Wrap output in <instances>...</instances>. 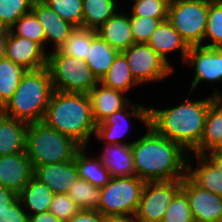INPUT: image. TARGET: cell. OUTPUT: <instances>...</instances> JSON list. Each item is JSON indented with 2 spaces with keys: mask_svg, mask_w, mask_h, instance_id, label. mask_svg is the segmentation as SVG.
<instances>
[{
  "mask_svg": "<svg viewBox=\"0 0 222 222\" xmlns=\"http://www.w3.org/2000/svg\"><path fill=\"white\" fill-rule=\"evenodd\" d=\"M188 94V97H187ZM185 100L176 105L160 104V108L149 105V125L161 136L180 144L191 153L200 143L205 127L206 116L215 96L207 95L202 98H191L196 95L188 91ZM190 97V98H189ZM152 106V107H151ZM170 106V107H169Z\"/></svg>",
  "mask_w": 222,
  "mask_h": 222,
  "instance_id": "1",
  "label": "cell"
},
{
  "mask_svg": "<svg viewBox=\"0 0 222 222\" xmlns=\"http://www.w3.org/2000/svg\"><path fill=\"white\" fill-rule=\"evenodd\" d=\"M140 132L131 144L136 176L145 182L183 179L187 175L189 153L150 125Z\"/></svg>",
  "mask_w": 222,
  "mask_h": 222,
  "instance_id": "2",
  "label": "cell"
},
{
  "mask_svg": "<svg viewBox=\"0 0 222 222\" xmlns=\"http://www.w3.org/2000/svg\"><path fill=\"white\" fill-rule=\"evenodd\" d=\"M42 122L81 146H90L97 124L92 113L89 94L66 93L54 90Z\"/></svg>",
  "mask_w": 222,
  "mask_h": 222,
  "instance_id": "3",
  "label": "cell"
},
{
  "mask_svg": "<svg viewBox=\"0 0 222 222\" xmlns=\"http://www.w3.org/2000/svg\"><path fill=\"white\" fill-rule=\"evenodd\" d=\"M53 91L47 67L27 70L12 98L5 104L3 114L28 124L42 122Z\"/></svg>",
  "mask_w": 222,
  "mask_h": 222,
  "instance_id": "4",
  "label": "cell"
},
{
  "mask_svg": "<svg viewBox=\"0 0 222 222\" xmlns=\"http://www.w3.org/2000/svg\"><path fill=\"white\" fill-rule=\"evenodd\" d=\"M81 147L73 138L59 133L43 122L28 124L26 152L33 168L74 159Z\"/></svg>",
  "mask_w": 222,
  "mask_h": 222,
  "instance_id": "5",
  "label": "cell"
},
{
  "mask_svg": "<svg viewBox=\"0 0 222 222\" xmlns=\"http://www.w3.org/2000/svg\"><path fill=\"white\" fill-rule=\"evenodd\" d=\"M47 68L53 89L60 92L89 94L99 83L83 61L62 54L58 49L48 52Z\"/></svg>",
  "mask_w": 222,
  "mask_h": 222,
  "instance_id": "6",
  "label": "cell"
},
{
  "mask_svg": "<svg viewBox=\"0 0 222 222\" xmlns=\"http://www.w3.org/2000/svg\"><path fill=\"white\" fill-rule=\"evenodd\" d=\"M141 101L132 100L125 108L114 112L97 124L93 138L95 140L94 144L131 145L136 140L133 136H131V140L128 139L130 137L128 134L133 133L132 128L136 127V125L131 126L132 121L134 119L137 122L139 121L144 129L149 126V105H146V103L144 105V102Z\"/></svg>",
  "mask_w": 222,
  "mask_h": 222,
  "instance_id": "7",
  "label": "cell"
},
{
  "mask_svg": "<svg viewBox=\"0 0 222 222\" xmlns=\"http://www.w3.org/2000/svg\"><path fill=\"white\" fill-rule=\"evenodd\" d=\"M145 181L137 176L111 177L101 187L98 212L103 216L135 215Z\"/></svg>",
  "mask_w": 222,
  "mask_h": 222,
  "instance_id": "8",
  "label": "cell"
},
{
  "mask_svg": "<svg viewBox=\"0 0 222 222\" xmlns=\"http://www.w3.org/2000/svg\"><path fill=\"white\" fill-rule=\"evenodd\" d=\"M208 10L209 0H174L167 20L189 46H203Z\"/></svg>",
  "mask_w": 222,
  "mask_h": 222,
  "instance_id": "9",
  "label": "cell"
},
{
  "mask_svg": "<svg viewBox=\"0 0 222 222\" xmlns=\"http://www.w3.org/2000/svg\"><path fill=\"white\" fill-rule=\"evenodd\" d=\"M183 67L193 71L188 91L195 93L205 83L212 86L211 95L222 97V48H208L204 46H190ZM191 68V69H190ZM193 78V80H192ZM220 88L218 87V84ZM212 84V85H211ZM202 85V86H201ZM217 85V86H216Z\"/></svg>",
  "mask_w": 222,
  "mask_h": 222,
  "instance_id": "10",
  "label": "cell"
},
{
  "mask_svg": "<svg viewBox=\"0 0 222 222\" xmlns=\"http://www.w3.org/2000/svg\"><path fill=\"white\" fill-rule=\"evenodd\" d=\"M135 81L145 87L151 83H165L176 72L147 44L134 43L122 51ZM163 81V82H162ZM147 83V84H146ZM146 84V85H145Z\"/></svg>",
  "mask_w": 222,
  "mask_h": 222,
  "instance_id": "11",
  "label": "cell"
},
{
  "mask_svg": "<svg viewBox=\"0 0 222 222\" xmlns=\"http://www.w3.org/2000/svg\"><path fill=\"white\" fill-rule=\"evenodd\" d=\"M181 187L182 179L145 182L135 214L136 218L140 222H161Z\"/></svg>",
  "mask_w": 222,
  "mask_h": 222,
  "instance_id": "12",
  "label": "cell"
},
{
  "mask_svg": "<svg viewBox=\"0 0 222 222\" xmlns=\"http://www.w3.org/2000/svg\"><path fill=\"white\" fill-rule=\"evenodd\" d=\"M181 190L186 194L194 222H221L222 197L200 188L187 175Z\"/></svg>",
  "mask_w": 222,
  "mask_h": 222,
  "instance_id": "13",
  "label": "cell"
},
{
  "mask_svg": "<svg viewBox=\"0 0 222 222\" xmlns=\"http://www.w3.org/2000/svg\"><path fill=\"white\" fill-rule=\"evenodd\" d=\"M147 44L176 72L178 69L174 63L171 62L176 55L180 61V65L185 63L187 53L190 46L182 38V36L175 30L172 24L168 21H162L158 27L153 31ZM180 55V56H179ZM170 57V58H169ZM172 59V60H171Z\"/></svg>",
  "mask_w": 222,
  "mask_h": 222,
  "instance_id": "14",
  "label": "cell"
},
{
  "mask_svg": "<svg viewBox=\"0 0 222 222\" xmlns=\"http://www.w3.org/2000/svg\"><path fill=\"white\" fill-rule=\"evenodd\" d=\"M4 56L26 70L47 67L48 53L36 42L6 30Z\"/></svg>",
  "mask_w": 222,
  "mask_h": 222,
  "instance_id": "15",
  "label": "cell"
},
{
  "mask_svg": "<svg viewBox=\"0 0 222 222\" xmlns=\"http://www.w3.org/2000/svg\"><path fill=\"white\" fill-rule=\"evenodd\" d=\"M31 12L37 17L45 33V51L58 49L75 27L63 20L41 0H34ZM50 47V48H49Z\"/></svg>",
  "mask_w": 222,
  "mask_h": 222,
  "instance_id": "16",
  "label": "cell"
},
{
  "mask_svg": "<svg viewBox=\"0 0 222 222\" xmlns=\"http://www.w3.org/2000/svg\"><path fill=\"white\" fill-rule=\"evenodd\" d=\"M34 175L32 162L27 152L0 156V185L17 195Z\"/></svg>",
  "mask_w": 222,
  "mask_h": 222,
  "instance_id": "17",
  "label": "cell"
},
{
  "mask_svg": "<svg viewBox=\"0 0 222 222\" xmlns=\"http://www.w3.org/2000/svg\"><path fill=\"white\" fill-rule=\"evenodd\" d=\"M33 176L54 194H67L79 178L75 158L58 164L36 166Z\"/></svg>",
  "mask_w": 222,
  "mask_h": 222,
  "instance_id": "18",
  "label": "cell"
},
{
  "mask_svg": "<svg viewBox=\"0 0 222 222\" xmlns=\"http://www.w3.org/2000/svg\"><path fill=\"white\" fill-rule=\"evenodd\" d=\"M89 97L96 124L101 123L114 112L125 108L133 99L124 92L105 87L101 83L90 91Z\"/></svg>",
  "mask_w": 222,
  "mask_h": 222,
  "instance_id": "19",
  "label": "cell"
},
{
  "mask_svg": "<svg viewBox=\"0 0 222 222\" xmlns=\"http://www.w3.org/2000/svg\"><path fill=\"white\" fill-rule=\"evenodd\" d=\"M187 176L200 188L222 197V173L205 155L189 153Z\"/></svg>",
  "mask_w": 222,
  "mask_h": 222,
  "instance_id": "20",
  "label": "cell"
},
{
  "mask_svg": "<svg viewBox=\"0 0 222 222\" xmlns=\"http://www.w3.org/2000/svg\"><path fill=\"white\" fill-rule=\"evenodd\" d=\"M100 146L97 145L99 152L93 151V153L99 157L111 177L136 176L131 145L101 144Z\"/></svg>",
  "mask_w": 222,
  "mask_h": 222,
  "instance_id": "21",
  "label": "cell"
},
{
  "mask_svg": "<svg viewBox=\"0 0 222 222\" xmlns=\"http://www.w3.org/2000/svg\"><path fill=\"white\" fill-rule=\"evenodd\" d=\"M96 32L112 48L119 52L128 49L134 44L129 14L124 8L119 9Z\"/></svg>",
  "mask_w": 222,
  "mask_h": 222,
  "instance_id": "22",
  "label": "cell"
},
{
  "mask_svg": "<svg viewBox=\"0 0 222 222\" xmlns=\"http://www.w3.org/2000/svg\"><path fill=\"white\" fill-rule=\"evenodd\" d=\"M28 123L0 116V156L26 151Z\"/></svg>",
  "mask_w": 222,
  "mask_h": 222,
  "instance_id": "23",
  "label": "cell"
},
{
  "mask_svg": "<svg viewBox=\"0 0 222 222\" xmlns=\"http://www.w3.org/2000/svg\"><path fill=\"white\" fill-rule=\"evenodd\" d=\"M217 149H222V97H216L210 105L202 139L191 153L204 155Z\"/></svg>",
  "mask_w": 222,
  "mask_h": 222,
  "instance_id": "24",
  "label": "cell"
},
{
  "mask_svg": "<svg viewBox=\"0 0 222 222\" xmlns=\"http://www.w3.org/2000/svg\"><path fill=\"white\" fill-rule=\"evenodd\" d=\"M91 146H82L75 155V162L78 169L79 178L88 181L96 187L105 186L111 176L102 161L93 153ZM91 152V153H90Z\"/></svg>",
  "mask_w": 222,
  "mask_h": 222,
  "instance_id": "25",
  "label": "cell"
},
{
  "mask_svg": "<svg viewBox=\"0 0 222 222\" xmlns=\"http://www.w3.org/2000/svg\"><path fill=\"white\" fill-rule=\"evenodd\" d=\"M54 193L34 176L20 191L18 198L27 214L35 215L50 209Z\"/></svg>",
  "mask_w": 222,
  "mask_h": 222,
  "instance_id": "26",
  "label": "cell"
},
{
  "mask_svg": "<svg viewBox=\"0 0 222 222\" xmlns=\"http://www.w3.org/2000/svg\"><path fill=\"white\" fill-rule=\"evenodd\" d=\"M99 83L105 87L122 91L129 96L132 95V91L134 94V90L141 87L133 78L126 57L122 52L118 53L108 72Z\"/></svg>",
  "mask_w": 222,
  "mask_h": 222,
  "instance_id": "27",
  "label": "cell"
},
{
  "mask_svg": "<svg viewBox=\"0 0 222 222\" xmlns=\"http://www.w3.org/2000/svg\"><path fill=\"white\" fill-rule=\"evenodd\" d=\"M119 51L112 48L98 34L92 40L85 60V64L91 69L98 81L108 72Z\"/></svg>",
  "mask_w": 222,
  "mask_h": 222,
  "instance_id": "28",
  "label": "cell"
},
{
  "mask_svg": "<svg viewBox=\"0 0 222 222\" xmlns=\"http://www.w3.org/2000/svg\"><path fill=\"white\" fill-rule=\"evenodd\" d=\"M119 9V0H83V28L97 30Z\"/></svg>",
  "mask_w": 222,
  "mask_h": 222,
  "instance_id": "29",
  "label": "cell"
},
{
  "mask_svg": "<svg viewBox=\"0 0 222 222\" xmlns=\"http://www.w3.org/2000/svg\"><path fill=\"white\" fill-rule=\"evenodd\" d=\"M26 71L5 56L0 57V100L4 104L12 98Z\"/></svg>",
  "mask_w": 222,
  "mask_h": 222,
  "instance_id": "30",
  "label": "cell"
},
{
  "mask_svg": "<svg viewBox=\"0 0 222 222\" xmlns=\"http://www.w3.org/2000/svg\"><path fill=\"white\" fill-rule=\"evenodd\" d=\"M96 34L97 32L94 29L83 27L75 28L58 50L62 54L75 57L85 62L91 40Z\"/></svg>",
  "mask_w": 222,
  "mask_h": 222,
  "instance_id": "31",
  "label": "cell"
},
{
  "mask_svg": "<svg viewBox=\"0 0 222 222\" xmlns=\"http://www.w3.org/2000/svg\"><path fill=\"white\" fill-rule=\"evenodd\" d=\"M67 194L80 210H98L101 187L93 186L88 181L78 178Z\"/></svg>",
  "mask_w": 222,
  "mask_h": 222,
  "instance_id": "32",
  "label": "cell"
},
{
  "mask_svg": "<svg viewBox=\"0 0 222 222\" xmlns=\"http://www.w3.org/2000/svg\"><path fill=\"white\" fill-rule=\"evenodd\" d=\"M203 46L222 48V0H209L207 28Z\"/></svg>",
  "mask_w": 222,
  "mask_h": 222,
  "instance_id": "33",
  "label": "cell"
},
{
  "mask_svg": "<svg viewBox=\"0 0 222 222\" xmlns=\"http://www.w3.org/2000/svg\"><path fill=\"white\" fill-rule=\"evenodd\" d=\"M8 30L13 35L38 43L45 50L44 29L32 12L20 17Z\"/></svg>",
  "mask_w": 222,
  "mask_h": 222,
  "instance_id": "34",
  "label": "cell"
},
{
  "mask_svg": "<svg viewBox=\"0 0 222 222\" xmlns=\"http://www.w3.org/2000/svg\"><path fill=\"white\" fill-rule=\"evenodd\" d=\"M75 28L83 27V0H41Z\"/></svg>",
  "mask_w": 222,
  "mask_h": 222,
  "instance_id": "35",
  "label": "cell"
},
{
  "mask_svg": "<svg viewBox=\"0 0 222 222\" xmlns=\"http://www.w3.org/2000/svg\"><path fill=\"white\" fill-rule=\"evenodd\" d=\"M34 0H0V27L8 30L20 17L31 12Z\"/></svg>",
  "mask_w": 222,
  "mask_h": 222,
  "instance_id": "36",
  "label": "cell"
},
{
  "mask_svg": "<svg viewBox=\"0 0 222 222\" xmlns=\"http://www.w3.org/2000/svg\"><path fill=\"white\" fill-rule=\"evenodd\" d=\"M128 7V8H127ZM169 4L163 0H138L126 6L129 16L168 18Z\"/></svg>",
  "mask_w": 222,
  "mask_h": 222,
  "instance_id": "37",
  "label": "cell"
},
{
  "mask_svg": "<svg viewBox=\"0 0 222 222\" xmlns=\"http://www.w3.org/2000/svg\"><path fill=\"white\" fill-rule=\"evenodd\" d=\"M161 222H194L188 198L182 190L174 196Z\"/></svg>",
  "mask_w": 222,
  "mask_h": 222,
  "instance_id": "38",
  "label": "cell"
},
{
  "mask_svg": "<svg viewBox=\"0 0 222 222\" xmlns=\"http://www.w3.org/2000/svg\"><path fill=\"white\" fill-rule=\"evenodd\" d=\"M167 19L129 16L134 43H147L158 25Z\"/></svg>",
  "mask_w": 222,
  "mask_h": 222,
  "instance_id": "39",
  "label": "cell"
},
{
  "mask_svg": "<svg viewBox=\"0 0 222 222\" xmlns=\"http://www.w3.org/2000/svg\"><path fill=\"white\" fill-rule=\"evenodd\" d=\"M49 211L60 221L67 222L80 209L68 194H54Z\"/></svg>",
  "mask_w": 222,
  "mask_h": 222,
  "instance_id": "40",
  "label": "cell"
},
{
  "mask_svg": "<svg viewBox=\"0 0 222 222\" xmlns=\"http://www.w3.org/2000/svg\"><path fill=\"white\" fill-rule=\"evenodd\" d=\"M0 222H29V215L24 210L19 198L0 213Z\"/></svg>",
  "mask_w": 222,
  "mask_h": 222,
  "instance_id": "41",
  "label": "cell"
},
{
  "mask_svg": "<svg viewBox=\"0 0 222 222\" xmlns=\"http://www.w3.org/2000/svg\"><path fill=\"white\" fill-rule=\"evenodd\" d=\"M67 222H106V217L95 210H80Z\"/></svg>",
  "mask_w": 222,
  "mask_h": 222,
  "instance_id": "42",
  "label": "cell"
},
{
  "mask_svg": "<svg viewBox=\"0 0 222 222\" xmlns=\"http://www.w3.org/2000/svg\"><path fill=\"white\" fill-rule=\"evenodd\" d=\"M17 198L18 195L15 192L0 185V213L5 211Z\"/></svg>",
  "mask_w": 222,
  "mask_h": 222,
  "instance_id": "43",
  "label": "cell"
},
{
  "mask_svg": "<svg viewBox=\"0 0 222 222\" xmlns=\"http://www.w3.org/2000/svg\"><path fill=\"white\" fill-rule=\"evenodd\" d=\"M29 222H62L55 215H53L50 211L30 215Z\"/></svg>",
  "mask_w": 222,
  "mask_h": 222,
  "instance_id": "44",
  "label": "cell"
},
{
  "mask_svg": "<svg viewBox=\"0 0 222 222\" xmlns=\"http://www.w3.org/2000/svg\"><path fill=\"white\" fill-rule=\"evenodd\" d=\"M222 173V149L212 150L204 154Z\"/></svg>",
  "mask_w": 222,
  "mask_h": 222,
  "instance_id": "45",
  "label": "cell"
},
{
  "mask_svg": "<svg viewBox=\"0 0 222 222\" xmlns=\"http://www.w3.org/2000/svg\"><path fill=\"white\" fill-rule=\"evenodd\" d=\"M106 222H140L135 215H118L106 217Z\"/></svg>",
  "mask_w": 222,
  "mask_h": 222,
  "instance_id": "46",
  "label": "cell"
},
{
  "mask_svg": "<svg viewBox=\"0 0 222 222\" xmlns=\"http://www.w3.org/2000/svg\"><path fill=\"white\" fill-rule=\"evenodd\" d=\"M6 30L0 27V57L4 56Z\"/></svg>",
  "mask_w": 222,
  "mask_h": 222,
  "instance_id": "47",
  "label": "cell"
},
{
  "mask_svg": "<svg viewBox=\"0 0 222 222\" xmlns=\"http://www.w3.org/2000/svg\"><path fill=\"white\" fill-rule=\"evenodd\" d=\"M135 1H138V0H127V2H126V0H119V3H120L121 8H122V7L125 8L126 6L129 5V2L132 3V2H135ZM122 3H123V4H122ZM125 4H127V5H125ZM123 5H124V6H123Z\"/></svg>",
  "mask_w": 222,
  "mask_h": 222,
  "instance_id": "48",
  "label": "cell"
},
{
  "mask_svg": "<svg viewBox=\"0 0 222 222\" xmlns=\"http://www.w3.org/2000/svg\"><path fill=\"white\" fill-rule=\"evenodd\" d=\"M5 104L0 100V110L4 112Z\"/></svg>",
  "mask_w": 222,
  "mask_h": 222,
  "instance_id": "49",
  "label": "cell"
},
{
  "mask_svg": "<svg viewBox=\"0 0 222 222\" xmlns=\"http://www.w3.org/2000/svg\"><path fill=\"white\" fill-rule=\"evenodd\" d=\"M163 1L167 2L170 5L174 0H163Z\"/></svg>",
  "mask_w": 222,
  "mask_h": 222,
  "instance_id": "50",
  "label": "cell"
}]
</instances>
